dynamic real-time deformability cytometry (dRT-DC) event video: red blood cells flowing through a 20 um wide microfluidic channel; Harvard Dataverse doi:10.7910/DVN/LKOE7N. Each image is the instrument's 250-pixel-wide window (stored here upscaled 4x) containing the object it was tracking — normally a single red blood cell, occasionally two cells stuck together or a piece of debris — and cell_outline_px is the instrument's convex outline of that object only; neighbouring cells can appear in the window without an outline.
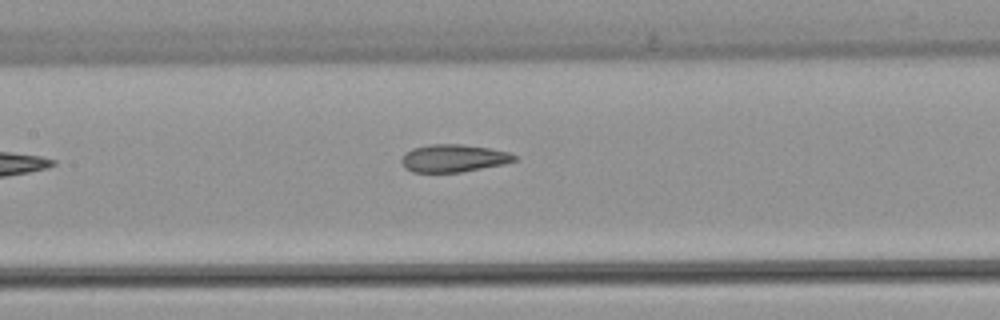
{"species": "common noctule bat (a hibernating species)", "species_latin": "Nyctalus noctula", "temperature_condition": "warm", "stored_images_in_passage": 6, "camera_frame_rate_fps": 3000, "um_per_image_px": 0.085, "animal": {"sex": "female", "body_mass_g": 22.7, "forearm_length_mm": 54.2}, "frame": {"image": 1, "passage_image": 5, "time_ms": 5.667, "image_size_px": [1000, 320], "cell_outline_px": [[520, 156], [516, 160], [504, 164], [460, 172], [412, 172], [404, 168], [400, 160], [404, 152], [412, 148], [432, 144], [460, 144], [488, 148], [508, 152]], "centroid_in_image_um": [38.53, 13.45], "position_along_channel_um": 168.9, "area_um2": 18.26}}